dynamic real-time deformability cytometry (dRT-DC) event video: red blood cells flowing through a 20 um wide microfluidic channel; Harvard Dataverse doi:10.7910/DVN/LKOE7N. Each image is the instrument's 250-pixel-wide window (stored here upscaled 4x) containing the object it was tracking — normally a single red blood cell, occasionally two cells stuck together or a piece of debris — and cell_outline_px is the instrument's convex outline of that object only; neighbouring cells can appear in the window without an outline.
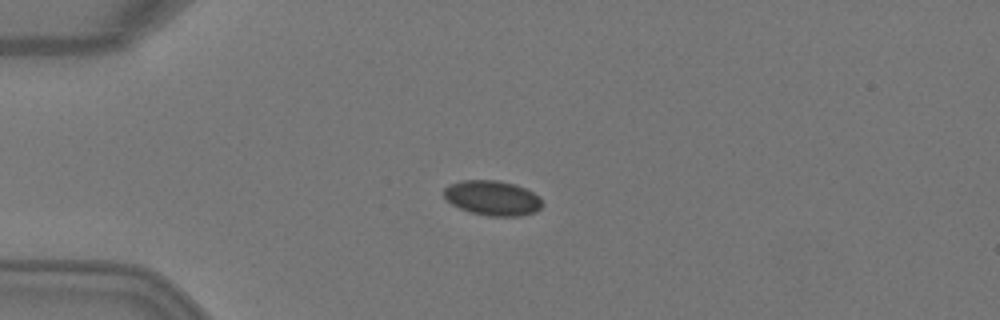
{"species": "Egyptian fruit bat (a non-hibernating species)", "species_latin": "Rousettus aegyptiacus", "temperature_condition": "warm", "stored_images_in_passage": 5, "camera_frame_rate_fps": 3000, "um_per_image_px": 0.085, "animal": {"sex": "female"}, "frame": {"image": 1, "passage_image": 3, "time_ms": 0.667, "image_size_px": [1000, 320], "cell_outline_px": [[544, 204], [536, 212], [520, 216], [488, 216], [472, 212], [460, 208], [452, 204], [444, 196], [444, 188], [448, 184], [460, 180], [496, 180], [516, 184], [540, 196]], "centroid_in_image_um": [41.88, 16.82], "position_along_channel_um": 43.1, "area_um2": 20.11}}
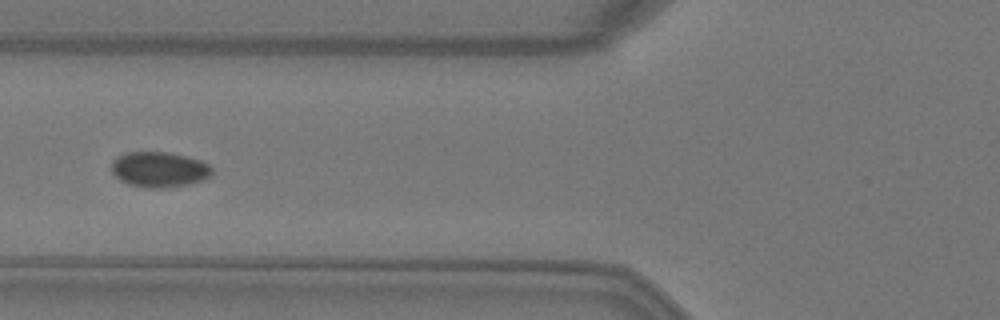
{"frame": {"image": 2, "passage_image": 5, "time_ms": 1.333, "image_size_px": [1000, 320], "cell_outline_px": [[212, 172], [208, 176], [200, 180], [188, 184], [164, 188], [148, 188], [128, 184], [120, 180], [112, 172], [112, 160], [116, 156], [124, 152], [168, 152], [200, 160], [208, 164], [212, 168]], "centroid_in_image_um": [13.48, 14.4], "position_along_channel_um": 112.3, "area_um2": 20.63}}